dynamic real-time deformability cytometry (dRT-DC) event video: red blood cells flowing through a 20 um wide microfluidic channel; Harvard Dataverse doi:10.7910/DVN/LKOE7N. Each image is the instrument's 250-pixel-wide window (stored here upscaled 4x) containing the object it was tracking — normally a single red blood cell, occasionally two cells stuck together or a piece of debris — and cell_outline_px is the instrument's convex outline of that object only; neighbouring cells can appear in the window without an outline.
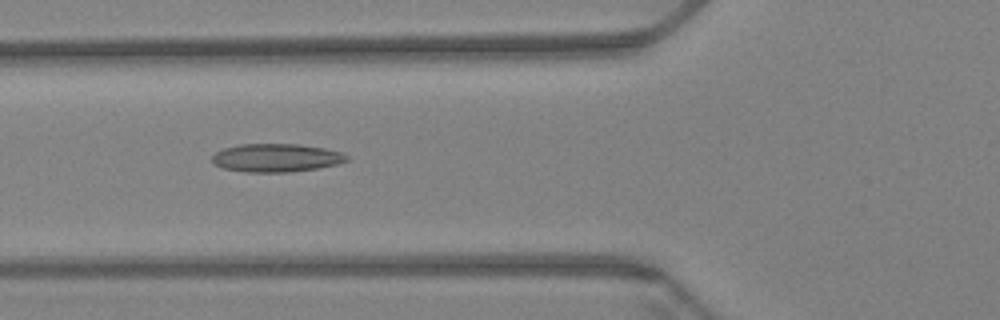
{"species": "Egyptian fruit bat (a non-hibernating species)", "species_latin": "Rousettus aegyptiacus", "temperature_condition": "warm", "stored_images_in_passage": 44, "camera_frame_rate_fps": 3000, "um_per_image_px": 0.085, "animal": {"sex": "female"}, "frame": {"image": 1, "passage_image": 7, "time_ms": 2.0, "image_size_px": [1000, 320], "cell_outline_px": [[348, 160], [336, 164], [316, 168], [292, 172], [244, 172], [224, 168], [216, 164], [212, 160], [212, 156], [216, 152], [224, 148], [240, 144], [300, 144], [324, 148], [344, 152], [348, 156]], "centroid_in_image_um": [23.5, 13.41], "position_along_channel_um": 102.3, "area_um2": 22.14}}
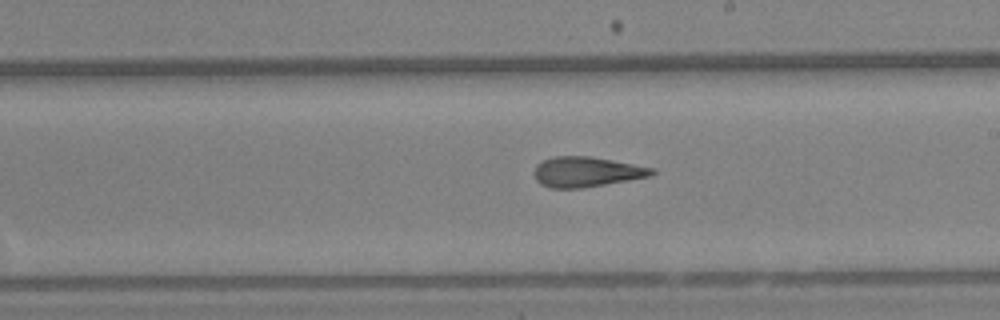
{"frame": {"image": 2, "passage_image": 19, "time_ms": 6.0, "image_size_px": [1000, 320], "cell_outline_px": [[656, 172], [648, 176], [628, 180], [584, 188], [552, 188], [540, 184], [536, 180], [532, 172], [536, 164], [552, 156], [592, 156], [656, 168]], "centroid_in_image_um": [49.82, 14.6], "position_along_channel_um": 239.2, "area_um2": 20.87}}
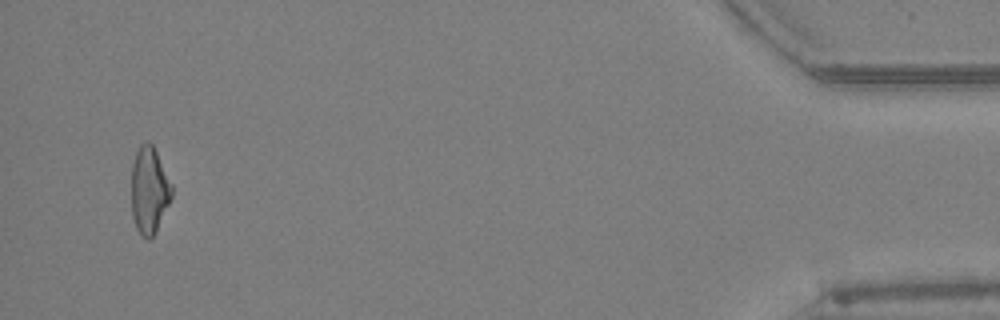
{"frame": {"image": 3, "passage_image": 42, "time_ms": 13.667, "image_size_px": [1000, 320], "cell_outline_px": [[172, 196], [156, 232], [148, 240], [140, 236], [136, 228], [132, 216], [132, 164], [136, 152], [140, 144], [148, 140], [152, 144], [172, 184]], "centroid_in_image_um": [12.68, 16.19], "position_along_channel_um": 422.5, "area_um2": 20.4}, "authors_computed_cell_mechanics": {"area_um2": 20.7213, "velocity_mm_per_s": 3.433, "shape_relaxation_time_tau1_ms": null, "shape_relaxation_time_tau2_ms": 2.8274, "deformation_change_tau1": null, "deformation_change_tau2": 0.136}}